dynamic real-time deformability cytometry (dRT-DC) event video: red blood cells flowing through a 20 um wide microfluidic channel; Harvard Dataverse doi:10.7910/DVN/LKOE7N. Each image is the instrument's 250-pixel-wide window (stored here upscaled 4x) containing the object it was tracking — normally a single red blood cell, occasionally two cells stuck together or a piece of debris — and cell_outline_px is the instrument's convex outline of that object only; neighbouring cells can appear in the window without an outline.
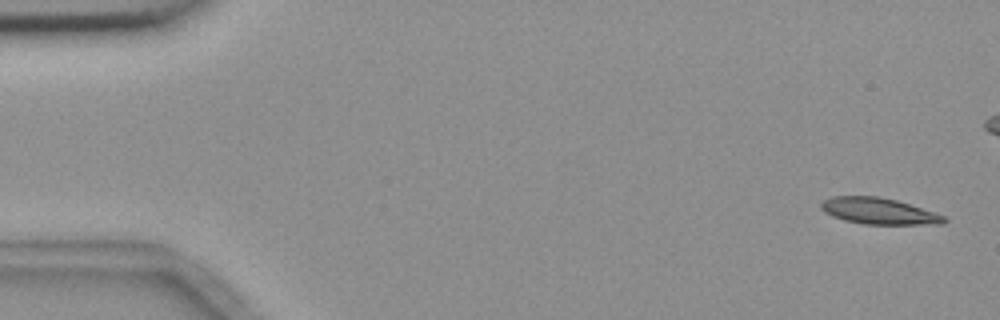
{"species": "common noctule bat (a hibernating species)", "species_latin": "Nyctalus noctula", "temperature_condition": "room temperature", "stored_images_in_passage": 5, "camera_frame_rate_fps": 3000, "um_per_image_px": 0.085, "animal": {"sex": "female", "body_mass_g": 18.4}, "frame": {"image": 1, "passage_image": 1, "time_ms": 0.0, "image_size_px": [1000, 320], "cell_outline_px": [[948, 220], [944, 224], [864, 224], [844, 220], [832, 216], [824, 212], [820, 208], [820, 204], [824, 200], [832, 196], [880, 196], [896, 200], [944, 216]], "centroid_in_image_um": [74.65, 17.94], "position_along_channel_um": 10.3, "area_um2": 18.73}}